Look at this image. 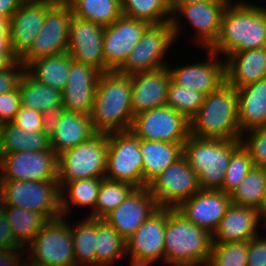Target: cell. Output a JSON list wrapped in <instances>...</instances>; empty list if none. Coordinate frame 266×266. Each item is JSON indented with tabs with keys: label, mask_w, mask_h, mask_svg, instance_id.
I'll return each mask as SVG.
<instances>
[{
	"label": "cell",
	"mask_w": 266,
	"mask_h": 266,
	"mask_svg": "<svg viewBox=\"0 0 266 266\" xmlns=\"http://www.w3.org/2000/svg\"><path fill=\"white\" fill-rule=\"evenodd\" d=\"M71 20V5L66 0H56L48 8L43 27L29 51L19 61L26 67L39 58L67 52Z\"/></svg>",
	"instance_id": "7c38bea8"
},
{
	"label": "cell",
	"mask_w": 266,
	"mask_h": 266,
	"mask_svg": "<svg viewBox=\"0 0 266 266\" xmlns=\"http://www.w3.org/2000/svg\"><path fill=\"white\" fill-rule=\"evenodd\" d=\"M147 188L157 205L166 208H177L201 190L198 175L184 156L155 177Z\"/></svg>",
	"instance_id": "4fadbf2b"
},
{
	"label": "cell",
	"mask_w": 266,
	"mask_h": 266,
	"mask_svg": "<svg viewBox=\"0 0 266 266\" xmlns=\"http://www.w3.org/2000/svg\"><path fill=\"white\" fill-rule=\"evenodd\" d=\"M24 248L25 257L36 266H76L71 226L66 217L49 220Z\"/></svg>",
	"instance_id": "ba28073f"
},
{
	"label": "cell",
	"mask_w": 266,
	"mask_h": 266,
	"mask_svg": "<svg viewBox=\"0 0 266 266\" xmlns=\"http://www.w3.org/2000/svg\"><path fill=\"white\" fill-rule=\"evenodd\" d=\"M258 214H259V218L262 221V223H265L264 224V226H265L266 225V183H265L262 202H261L260 207L258 209Z\"/></svg>",
	"instance_id": "9f6ffc18"
},
{
	"label": "cell",
	"mask_w": 266,
	"mask_h": 266,
	"mask_svg": "<svg viewBox=\"0 0 266 266\" xmlns=\"http://www.w3.org/2000/svg\"><path fill=\"white\" fill-rule=\"evenodd\" d=\"M24 248L14 237L5 212L0 208V250Z\"/></svg>",
	"instance_id": "681fc988"
},
{
	"label": "cell",
	"mask_w": 266,
	"mask_h": 266,
	"mask_svg": "<svg viewBox=\"0 0 266 266\" xmlns=\"http://www.w3.org/2000/svg\"><path fill=\"white\" fill-rule=\"evenodd\" d=\"M130 130L139 139L185 143L190 135V121L164 105L134 116Z\"/></svg>",
	"instance_id": "5bb4252c"
},
{
	"label": "cell",
	"mask_w": 266,
	"mask_h": 266,
	"mask_svg": "<svg viewBox=\"0 0 266 266\" xmlns=\"http://www.w3.org/2000/svg\"><path fill=\"white\" fill-rule=\"evenodd\" d=\"M168 214L169 208L158 207L125 241L130 266H152L155 262H164V232Z\"/></svg>",
	"instance_id": "9a60e30c"
},
{
	"label": "cell",
	"mask_w": 266,
	"mask_h": 266,
	"mask_svg": "<svg viewBox=\"0 0 266 266\" xmlns=\"http://www.w3.org/2000/svg\"><path fill=\"white\" fill-rule=\"evenodd\" d=\"M25 71V66L18 61L10 70L0 72V94L14 91Z\"/></svg>",
	"instance_id": "c3c4849f"
},
{
	"label": "cell",
	"mask_w": 266,
	"mask_h": 266,
	"mask_svg": "<svg viewBox=\"0 0 266 266\" xmlns=\"http://www.w3.org/2000/svg\"><path fill=\"white\" fill-rule=\"evenodd\" d=\"M56 0H24L10 19V42L20 60L32 46L43 27L48 8Z\"/></svg>",
	"instance_id": "ffe728a7"
},
{
	"label": "cell",
	"mask_w": 266,
	"mask_h": 266,
	"mask_svg": "<svg viewBox=\"0 0 266 266\" xmlns=\"http://www.w3.org/2000/svg\"><path fill=\"white\" fill-rule=\"evenodd\" d=\"M101 72L71 58L65 89L62 92L65 111L90 115Z\"/></svg>",
	"instance_id": "603a6c76"
},
{
	"label": "cell",
	"mask_w": 266,
	"mask_h": 266,
	"mask_svg": "<svg viewBox=\"0 0 266 266\" xmlns=\"http://www.w3.org/2000/svg\"><path fill=\"white\" fill-rule=\"evenodd\" d=\"M131 76L116 71L101 73L90 114L96 133L129 131L133 123Z\"/></svg>",
	"instance_id": "7a4b0ae2"
},
{
	"label": "cell",
	"mask_w": 266,
	"mask_h": 266,
	"mask_svg": "<svg viewBox=\"0 0 266 266\" xmlns=\"http://www.w3.org/2000/svg\"><path fill=\"white\" fill-rule=\"evenodd\" d=\"M248 241L212 242L207 266H247Z\"/></svg>",
	"instance_id": "b9f144b4"
},
{
	"label": "cell",
	"mask_w": 266,
	"mask_h": 266,
	"mask_svg": "<svg viewBox=\"0 0 266 266\" xmlns=\"http://www.w3.org/2000/svg\"><path fill=\"white\" fill-rule=\"evenodd\" d=\"M72 15L92 21L103 27L109 26L122 16L121 0H66Z\"/></svg>",
	"instance_id": "e575fe53"
},
{
	"label": "cell",
	"mask_w": 266,
	"mask_h": 266,
	"mask_svg": "<svg viewBox=\"0 0 266 266\" xmlns=\"http://www.w3.org/2000/svg\"><path fill=\"white\" fill-rule=\"evenodd\" d=\"M24 0H0V17L11 19Z\"/></svg>",
	"instance_id": "db71d44e"
},
{
	"label": "cell",
	"mask_w": 266,
	"mask_h": 266,
	"mask_svg": "<svg viewBox=\"0 0 266 266\" xmlns=\"http://www.w3.org/2000/svg\"><path fill=\"white\" fill-rule=\"evenodd\" d=\"M158 207L147 187L135 188L103 220L127 240Z\"/></svg>",
	"instance_id": "44dd1931"
},
{
	"label": "cell",
	"mask_w": 266,
	"mask_h": 266,
	"mask_svg": "<svg viewBox=\"0 0 266 266\" xmlns=\"http://www.w3.org/2000/svg\"><path fill=\"white\" fill-rule=\"evenodd\" d=\"M108 134L96 133L88 141L57 156L58 186L82 179L105 177Z\"/></svg>",
	"instance_id": "8992f818"
},
{
	"label": "cell",
	"mask_w": 266,
	"mask_h": 266,
	"mask_svg": "<svg viewBox=\"0 0 266 266\" xmlns=\"http://www.w3.org/2000/svg\"><path fill=\"white\" fill-rule=\"evenodd\" d=\"M171 81L167 66L131 76L133 116L166 105Z\"/></svg>",
	"instance_id": "cb8c5ba5"
},
{
	"label": "cell",
	"mask_w": 266,
	"mask_h": 266,
	"mask_svg": "<svg viewBox=\"0 0 266 266\" xmlns=\"http://www.w3.org/2000/svg\"><path fill=\"white\" fill-rule=\"evenodd\" d=\"M171 21L161 24H150L138 45L131 51L125 63L117 70L129 76L155 71L164 68L168 62L164 59L174 46Z\"/></svg>",
	"instance_id": "30bf717a"
},
{
	"label": "cell",
	"mask_w": 266,
	"mask_h": 266,
	"mask_svg": "<svg viewBox=\"0 0 266 266\" xmlns=\"http://www.w3.org/2000/svg\"><path fill=\"white\" fill-rule=\"evenodd\" d=\"M18 91L22 107L43 112L49 107L63 106L62 92L38 82L26 70L19 81Z\"/></svg>",
	"instance_id": "1f68e13d"
},
{
	"label": "cell",
	"mask_w": 266,
	"mask_h": 266,
	"mask_svg": "<svg viewBox=\"0 0 266 266\" xmlns=\"http://www.w3.org/2000/svg\"><path fill=\"white\" fill-rule=\"evenodd\" d=\"M104 178H89L67 183L60 190L62 216H69V213L72 212V207L75 205L89 208L91 213V210L93 211L95 208L99 189Z\"/></svg>",
	"instance_id": "d6a6232c"
},
{
	"label": "cell",
	"mask_w": 266,
	"mask_h": 266,
	"mask_svg": "<svg viewBox=\"0 0 266 266\" xmlns=\"http://www.w3.org/2000/svg\"><path fill=\"white\" fill-rule=\"evenodd\" d=\"M50 148V138L43 131L26 133L12 122L0 124V156L22 151H44Z\"/></svg>",
	"instance_id": "f546056e"
},
{
	"label": "cell",
	"mask_w": 266,
	"mask_h": 266,
	"mask_svg": "<svg viewBox=\"0 0 266 266\" xmlns=\"http://www.w3.org/2000/svg\"><path fill=\"white\" fill-rule=\"evenodd\" d=\"M149 25L146 21L122 15L104 27L102 50L105 65L111 71L118 70L125 63Z\"/></svg>",
	"instance_id": "ac0fdd59"
},
{
	"label": "cell",
	"mask_w": 266,
	"mask_h": 266,
	"mask_svg": "<svg viewBox=\"0 0 266 266\" xmlns=\"http://www.w3.org/2000/svg\"><path fill=\"white\" fill-rule=\"evenodd\" d=\"M25 248H7L0 250V266H18L24 256Z\"/></svg>",
	"instance_id": "816d5d0a"
},
{
	"label": "cell",
	"mask_w": 266,
	"mask_h": 266,
	"mask_svg": "<svg viewBox=\"0 0 266 266\" xmlns=\"http://www.w3.org/2000/svg\"><path fill=\"white\" fill-rule=\"evenodd\" d=\"M214 1L217 0H172V4H193V3H206Z\"/></svg>",
	"instance_id": "6f0895ef"
},
{
	"label": "cell",
	"mask_w": 266,
	"mask_h": 266,
	"mask_svg": "<svg viewBox=\"0 0 266 266\" xmlns=\"http://www.w3.org/2000/svg\"><path fill=\"white\" fill-rule=\"evenodd\" d=\"M122 14L149 24L171 21L172 0H121Z\"/></svg>",
	"instance_id": "74e56055"
},
{
	"label": "cell",
	"mask_w": 266,
	"mask_h": 266,
	"mask_svg": "<svg viewBox=\"0 0 266 266\" xmlns=\"http://www.w3.org/2000/svg\"><path fill=\"white\" fill-rule=\"evenodd\" d=\"M231 0H217L206 3L172 4V29L175 41L181 37L185 20L194 31V39L201 49H209L217 40L221 28V19ZM183 17V19H182ZM183 20V21H182ZM188 21V22H187ZM183 28V29H182Z\"/></svg>",
	"instance_id": "9c48e42d"
},
{
	"label": "cell",
	"mask_w": 266,
	"mask_h": 266,
	"mask_svg": "<svg viewBox=\"0 0 266 266\" xmlns=\"http://www.w3.org/2000/svg\"><path fill=\"white\" fill-rule=\"evenodd\" d=\"M183 145L184 143L140 139L143 187H147L155 177L183 156Z\"/></svg>",
	"instance_id": "f1b7e54d"
},
{
	"label": "cell",
	"mask_w": 266,
	"mask_h": 266,
	"mask_svg": "<svg viewBox=\"0 0 266 266\" xmlns=\"http://www.w3.org/2000/svg\"><path fill=\"white\" fill-rule=\"evenodd\" d=\"M64 112V107H49L42 112V131L50 137L54 131L55 127L58 124L62 113Z\"/></svg>",
	"instance_id": "f907efd6"
},
{
	"label": "cell",
	"mask_w": 266,
	"mask_h": 266,
	"mask_svg": "<svg viewBox=\"0 0 266 266\" xmlns=\"http://www.w3.org/2000/svg\"><path fill=\"white\" fill-rule=\"evenodd\" d=\"M253 166L254 165L248 151L241 144L232 153L230 163L225 172V177L222 183V191L231 195Z\"/></svg>",
	"instance_id": "7bdbcfd3"
},
{
	"label": "cell",
	"mask_w": 266,
	"mask_h": 266,
	"mask_svg": "<svg viewBox=\"0 0 266 266\" xmlns=\"http://www.w3.org/2000/svg\"><path fill=\"white\" fill-rule=\"evenodd\" d=\"M265 183L266 167L253 166L230 195L231 203L258 210L262 202Z\"/></svg>",
	"instance_id": "f35d334b"
},
{
	"label": "cell",
	"mask_w": 266,
	"mask_h": 266,
	"mask_svg": "<svg viewBox=\"0 0 266 266\" xmlns=\"http://www.w3.org/2000/svg\"><path fill=\"white\" fill-rule=\"evenodd\" d=\"M247 266H266V236L263 233L248 241Z\"/></svg>",
	"instance_id": "7dc6e473"
},
{
	"label": "cell",
	"mask_w": 266,
	"mask_h": 266,
	"mask_svg": "<svg viewBox=\"0 0 266 266\" xmlns=\"http://www.w3.org/2000/svg\"><path fill=\"white\" fill-rule=\"evenodd\" d=\"M225 74L226 83L235 89L266 78V47L228 55Z\"/></svg>",
	"instance_id": "484cf974"
},
{
	"label": "cell",
	"mask_w": 266,
	"mask_h": 266,
	"mask_svg": "<svg viewBox=\"0 0 266 266\" xmlns=\"http://www.w3.org/2000/svg\"><path fill=\"white\" fill-rule=\"evenodd\" d=\"M190 134L202 139L239 140L237 90L223 84L205 96L200 109L190 120Z\"/></svg>",
	"instance_id": "277c9868"
},
{
	"label": "cell",
	"mask_w": 266,
	"mask_h": 266,
	"mask_svg": "<svg viewBox=\"0 0 266 266\" xmlns=\"http://www.w3.org/2000/svg\"><path fill=\"white\" fill-rule=\"evenodd\" d=\"M241 144L248 151L255 167H266V126L241 134Z\"/></svg>",
	"instance_id": "ee69618b"
},
{
	"label": "cell",
	"mask_w": 266,
	"mask_h": 266,
	"mask_svg": "<svg viewBox=\"0 0 266 266\" xmlns=\"http://www.w3.org/2000/svg\"><path fill=\"white\" fill-rule=\"evenodd\" d=\"M70 64L71 56L65 52L31 61L25 70L38 82L63 92L67 83Z\"/></svg>",
	"instance_id": "4dcf8cb0"
},
{
	"label": "cell",
	"mask_w": 266,
	"mask_h": 266,
	"mask_svg": "<svg viewBox=\"0 0 266 266\" xmlns=\"http://www.w3.org/2000/svg\"><path fill=\"white\" fill-rule=\"evenodd\" d=\"M18 266H35L28 258L23 259Z\"/></svg>",
	"instance_id": "680465c9"
},
{
	"label": "cell",
	"mask_w": 266,
	"mask_h": 266,
	"mask_svg": "<svg viewBox=\"0 0 266 266\" xmlns=\"http://www.w3.org/2000/svg\"><path fill=\"white\" fill-rule=\"evenodd\" d=\"M260 222L258 210L231 203L212 234V241L216 243L249 241L260 234L258 228L260 229V224H263Z\"/></svg>",
	"instance_id": "d4e9b609"
},
{
	"label": "cell",
	"mask_w": 266,
	"mask_h": 266,
	"mask_svg": "<svg viewBox=\"0 0 266 266\" xmlns=\"http://www.w3.org/2000/svg\"><path fill=\"white\" fill-rule=\"evenodd\" d=\"M263 47H266V6L231 0L222 15L218 38L209 49L225 59L236 52Z\"/></svg>",
	"instance_id": "6da1fadb"
},
{
	"label": "cell",
	"mask_w": 266,
	"mask_h": 266,
	"mask_svg": "<svg viewBox=\"0 0 266 266\" xmlns=\"http://www.w3.org/2000/svg\"><path fill=\"white\" fill-rule=\"evenodd\" d=\"M236 90L240 131L266 126V78Z\"/></svg>",
	"instance_id": "83f0119b"
},
{
	"label": "cell",
	"mask_w": 266,
	"mask_h": 266,
	"mask_svg": "<svg viewBox=\"0 0 266 266\" xmlns=\"http://www.w3.org/2000/svg\"><path fill=\"white\" fill-rule=\"evenodd\" d=\"M105 178L143 187L140 139L131 130L108 134Z\"/></svg>",
	"instance_id": "8fae6325"
},
{
	"label": "cell",
	"mask_w": 266,
	"mask_h": 266,
	"mask_svg": "<svg viewBox=\"0 0 266 266\" xmlns=\"http://www.w3.org/2000/svg\"><path fill=\"white\" fill-rule=\"evenodd\" d=\"M21 106L18 87L0 94V124L11 122Z\"/></svg>",
	"instance_id": "bcb514c9"
},
{
	"label": "cell",
	"mask_w": 266,
	"mask_h": 266,
	"mask_svg": "<svg viewBox=\"0 0 266 266\" xmlns=\"http://www.w3.org/2000/svg\"><path fill=\"white\" fill-rule=\"evenodd\" d=\"M0 206L41 213L48 221L62 217L58 180L0 181Z\"/></svg>",
	"instance_id": "52a82bcc"
},
{
	"label": "cell",
	"mask_w": 266,
	"mask_h": 266,
	"mask_svg": "<svg viewBox=\"0 0 266 266\" xmlns=\"http://www.w3.org/2000/svg\"><path fill=\"white\" fill-rule=\"evenodd\" d=\"M125 239L103 219H96L95 266H114L126 257Z\"/></svg>",
	"instance_id": "836d02e7"
},
{
	"label": "cell",
	"mask_w": 266,
	"mask_h": 266,
	"mask_svg": "<svg viewBox=\"0 0 266 266\" xmlns=\"http://www.w3.org/2000/svg\"><path fill=\"white\" fill-rule=\"evenodd\" d=\"M70 226L76 266H95L96 219L86 216Z\"/></svg>",
	"instance_id": "8d00e7d4"
},
{
	"label": "cell",
	"mask_w": 266,
	"mask_h": 266,
	"mask_svg": "<svg viewBox=\"0 0 266 266\" xmlns=\"http://www.w3.org/2000/svg\"><path fill=\"white\" fill-rule=\"evenodd\" d=\"M230 204V195L225 192L201 189L176 209L192 224L213 234Z\"/></svg>",
	"instance_id": "7402d4cb"
},
{
	"label": "cell",
	"mask_w": 266,
	"mask_h": 266,
	"mask_svg": "<svg viewBox=\"0 0 266 266\" xmlns=\"http://www.w3.org/2000/svg\"><path fill=\"white\" fill-rule=\"evenodd\" d=\"M212 234L169 208L164 232V263L169 266H207Z\"/></svg>",
	"instance_id": "3957f363"
},
{
	"label": "cell",
	"mask_w": 266,
	"mask_h": 266,
	"mask_svg": "<svg viewBox=\"0 0 266 266\" xmlns=\"http://www.w3.org/2000/svg\"><path fill=\"white\" fill-rule=\"evenodd\" d=\"M104 27L72 15L67 52L74 61L87 64L101 73L111 71L103 56Z\"/></svg>",
	"instance_id": "d6986e66"
},
{
	"label": "cell",
	"mask_w": 266,
	"mask_h": 266,
	"mask_svg": "<svg viewBox=\"0 0 266 266\" xmlns=\"http://www.w3.org/2000/svg\"><path fill=\"white\" fill-rule=\"evenodd\" d=\"M13 52L10 42V19L0 17V53Z\"/></svg>",
	"instance_id": "f5cc1de1"
},
{
	"label": "cell",
	"mask_w": 266,
	"mask_h": 266,
	"mask_svg": "<svg viewBox=\"0 0 266 266\" xmlns=\"http://www.w3.org/2000/svg\"><path fill=\"white\" fill-rule=\"evenodd\" d=\"M133 185L104 178L97 197L95 208L87 217L103 219L117 208L135 189Z\"/></svg>",
	"instance_id": "ab89813d"
},
{
	"label": "cell",
	"mask_w": 266,
	"mask_h": 266,
	"mask_svg": "<svg viewBox=\"0 0 266 266\" xmlns=\"http://www.w3.org/2000/svg\"><path fill=\"white\" fill-rule=\"evenodd\" d=\"M0 181L58 180L57 155L52 148L0 156Z\"/></svg>",
	"instance_id": "2e32d148"
},
{
	"label": "cell",
	"mask_w": 266,
	"mask_h": 266,
	"mask_svg": "<svg viewBox=\"0 0 266 266\" xmlns=\"http://www.w3.org/2000/svg\"><path fill=\"white\" fill-rule=\"evenodd\" d=\"M19 59L13 54V52H1L0 53V72L10 70Z\"/></svg>",
	"instance_id": "11a10c76"
},
{
	"label": "cell",
	"mask_w": 266,
	"mask_h": 266,
	"mask_svg": "<svg viewBox=\"0 0 266 266\" xmlns=\"http://www.w3.org/2000/svg\"><path fill=\"white\" fill-rule=\"evenodd\" d=\"M5 212L10 223L15 239L26 247L48 222V220L38 212L12 206H0Z\"/></svg>",
	"instance_id": "d590c367"
},
{
	"label": "cell",
	"mask_w": 266,
	"mask_h": 266,
	"mask_svg": "<svg viewBox=\"0 0 266 266\" xmlns=\"http://www.w3.org/2000/svg\"><path fill=\"white\" fill-rule=\"evenodd\" d=\"M205 96L202 92L185 88L171 80L166 105L183 114L190 121L200 109Z\"/></svg>",
	"instance_id": "60d3db41"
},
{
	"label": "cell",
	"mask_w": 266,
	"mask_h": 266,
	"mask_svg": "<svg viewBox=\"0 0 266 266\" xmlns=\"http://www.w3.org/2000/svg\"><path fill=\"white\" fill-rule=\"evenodd\" d=\"M203 50L208 54L206 60L186 63L182 66L177 64L174 68L169 63L167 69L174 83L202 92L207 96L226 83L225 59L223 57L221 59L210 49Z\"/></svg>",
	"instance_id": "e0dca14e"
},
{
	"label": "cell",
	"mask_w": 266,
	"mask_h": 266,
	"mask_svg": "<svg viewBox=\"0 0 266 266\" xmlns=\"http://www.w3.org/2000/svg\"><path fill=\"white\" fill-rule=\"evenodd\" d=\"M11 122L22 128L26 133L42 131V112L20 106L19 111Z\"/></svg>",
	"instance_id": "f6af8a7d"
},
{
	"label": "cell",
	"mask_w": 266,
	"mask_h": 266,
	"mask_svg": "<svg viewBox=\"0 0 266 266\" xmlns=\"http://www.w3.org/2000/svg\"><path fill=\"white\" fill-rule=\"evenodd\" d=\"M239 140L202 139L189 135L183 145V156L198 175L203 190H221L232 153Z\"/></svg>",
	"instance_id": "5b68a950"
},
{
	"label": "cell",
	"mask_w": 266,
	"mask_h": 266,
	"mask_svg": "<svg viewBox=\"0 0 266 266\" xmlns=\"http://www.w3.org/2000/svg\"><path fill=\"white\" fill-rule=\"evenodd\" d=\"M95 134L90 115L64 110L54 133L49 137L50 146L58 156L88 141Z\"/></svg>",
	"instance_id": "4316f807"
}]
</instances>
